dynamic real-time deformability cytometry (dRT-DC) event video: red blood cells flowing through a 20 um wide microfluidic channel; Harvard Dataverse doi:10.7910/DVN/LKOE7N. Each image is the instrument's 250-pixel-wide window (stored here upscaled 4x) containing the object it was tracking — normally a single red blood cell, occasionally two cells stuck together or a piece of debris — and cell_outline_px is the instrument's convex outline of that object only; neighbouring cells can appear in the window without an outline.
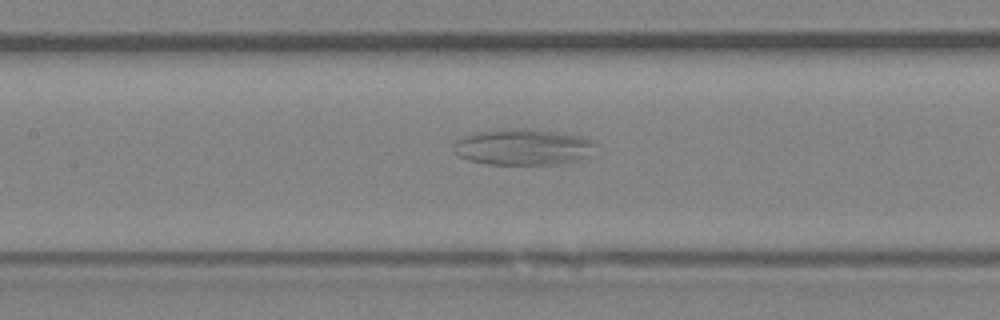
{"species": "Egyptian fruit bat (a non-hibernating species)", "species_latin": "Rousettus aegyptiacus", "temperature_condition": "room temperature", "stored_images_in_passage": 55, "camera_frame_rate_fps": 3000, "um_per_image_px": 0.085, "animal": {"sex": "female"}, "frame": {"image": 1, "passage_image": 26, "time_ms": 8.333, "image_size_px": [1000, 320], "cell_outline_px": [[600, 144], [592, 156], [580, 160], [564, 164], [488, 164], [468, 160], [460, 156], [452, 148], [452, 144], [460, 136], [496, 128], [536, 128], [580, 136], [592, 140]], "centroid_in_image_um": [44.52, 12.48], "position_along_channel_um": 162.9, "area_um2": 30.92}}
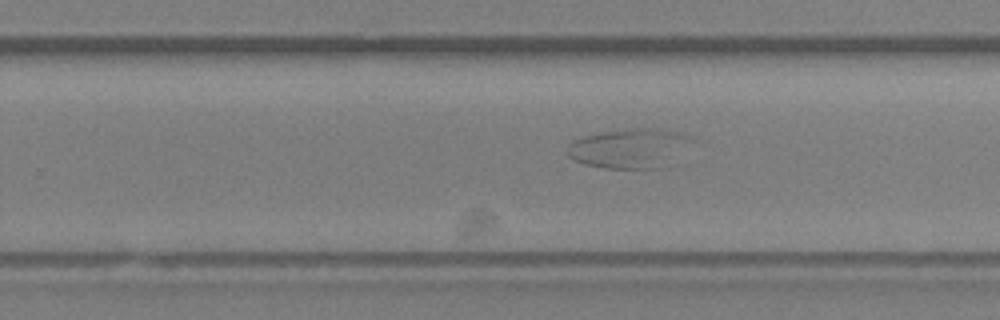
{"frame": {"image": 2, "passage_image": 35, "time_ms": 11.333, "image_size_px": [1000, 320], "cell_outline_px": [[696, 140], [672, 168], [604, 168], [584, 164], [572, 160], [564, 152], [568, 144], [572, 140], [584, 136], [624, 128], [648, 128], [676, 132], [692, 136]], "centroid_in_image_um": [53.59, 12.63], "position_along_channel_um": 276.2, "area_um2": 29.82}}
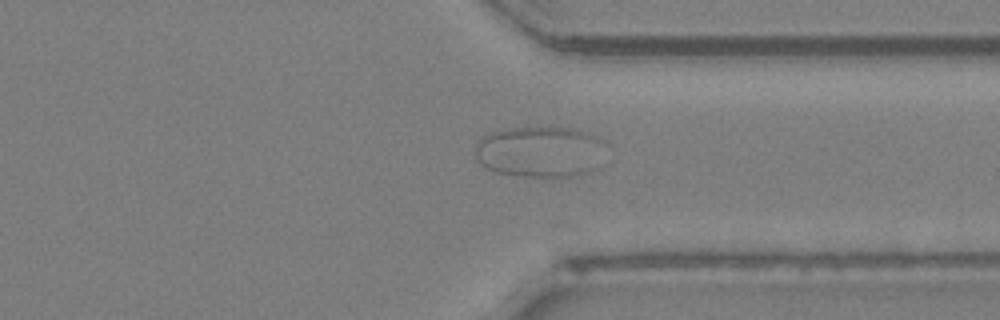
{"frame": {"image": 3, "passage_image": 42, "time_ms": 13.667, "image_size_px": [1000, 320], "cell_outline_px": [[608, 144], [600, 168], [588, 172], [572, 176], [524, 176], [496, 172], [480, 164], [476, 160], [476, 144], [480, 136], [488, 132], [508, 128], [576, 128], [588, 132], [604, 140]], "centroid_in_image_um": [45.97, 12.89], "position_along_channel_um": 365.4, "area_um2": 39.65}}